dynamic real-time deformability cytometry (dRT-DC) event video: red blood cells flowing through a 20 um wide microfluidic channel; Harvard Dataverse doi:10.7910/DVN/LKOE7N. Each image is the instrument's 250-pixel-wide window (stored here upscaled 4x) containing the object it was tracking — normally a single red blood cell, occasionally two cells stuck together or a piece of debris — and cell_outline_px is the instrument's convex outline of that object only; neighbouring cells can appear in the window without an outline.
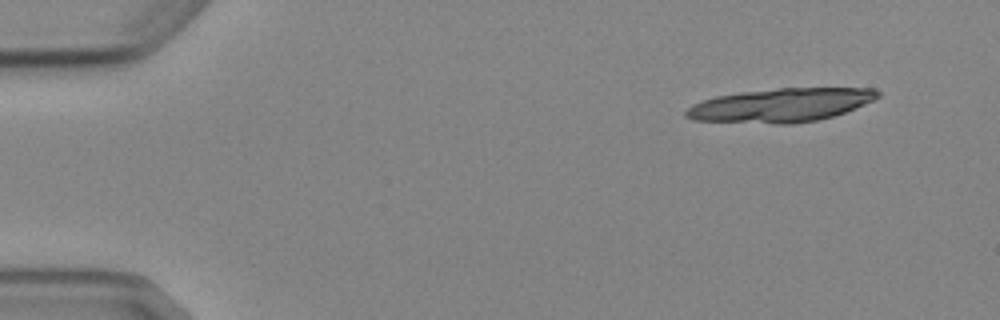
{"species": "Egyptian fruit bat (a non-hibernating species)", "species_latin": "Rousettus aegyptiacus", "temperature_condition": "cold", "stored_images_in_passage": 4, "camera_frame_rate_fps": 3000, "um_per_image_px": 0.085, "animal": {"sex": "female"}, "frame": {"image": 1, "passage_image": 1, "time_ms": 0.0, "image_size_px": [1000, 320], "cell_outline_px": [[880, 96], [864, 104], [844, 112], [832, 116], [816, 120], [792, 124], [776, 124], [692, 120], [684, 116], [684, 112], [692, 104], [716, 96], [740, 92], [780, 88], [876, 88], [880, 92]], "centroid_in_image_um": [66.34, 8.94], "position_along_channel_um": 18.7, "area_um2": 37.51}}